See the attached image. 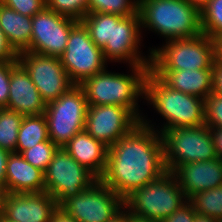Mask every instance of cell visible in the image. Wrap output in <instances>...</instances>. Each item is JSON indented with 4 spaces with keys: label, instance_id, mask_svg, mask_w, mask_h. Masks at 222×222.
I'll return each instance as SVG.
<instances>
[{
    "label": "cell",
    "instance_id": "obj_16",
    "mask_svg": "<svg viewBox=\"0 0 222 222\" xmlns=\"http://www.w3.org/2000/svg\"><path fill=\"white\" fill-rule=\"evenodd\" d=\"M57 207L47 192L0 193V215L11 222H50Z\"/></svg>",
    "mask_w": 222,
    "mask_h": 222
},
{
    "label": "cell",
    "instance_id": "obj_44",
    "mask_svg": "<svg viewBox=\"0 0 222 222\" xmlns=\"http://www.w3.org/2000/svg\"><path fill=\"white\" fill-rule=\"evenodd\" d=\"M131 222H158V221L136 217L131 214Z\"/></svg>",
    "mask_w": 222,
    "mask_h": 222
},
{
    "label": "cell",
    "instance_id": "obj_19",
    "mask_svg": "<svg viewBox=\"0 0 222 222\" xmlns=\"http://www.w3.org/2000/svg\"><path fill=\"white\" fill-rule=\"evenodd\" d=\"M45 192L44 172L32 166L19 153L8 155L5 193Z\"/></svg>",
    "mask_w": 222,
    "mask_h": 222
},
{
    "label": "cell",
    "instance_id": "obj_23",
    "mask_svg": "<svg viewBox=\"0 0 222 222\" xmlns=\"http://www.w3.org/2000/svg\"><path fill=\"white\" fill-rule=\"evenodd\" d=\"M48 140V125L45 115L24 116L18 131L15 153L21 154L24 150Z\"/></svg>",
    "mask_w": 222,
    "mask_h": 222
},
{
    "label": "cell",
    "instance_id": "obj_38",
    "mask_svg": "<svg viewBox=\"0 0 222 222\" xmlns=\"http://www.w3.org/2000/svg\"><path fill=\"white\" fill-rule=\"evenodd\" d=\"M210 133L217 157L222 159V128H211Z\"/></svg>",
    "mask_w": 222,
    "mask_h": 222
},
{
    "label": "cell",
    "instance_id": "obj_12",
    "mask_svg": "<svg viewBox=\"0 0 222 222\" xmlns=\"http://www.w3.org/2000/svg\"><path fill=\"white\" fill-rule=\"evenodd\" d=\"M17 61L25 68L46 104L74 86L59 57L25 51L18 54Z\"/></svg>",
    "mask_w": 222,
    "mask_h": 222
},
{
    "label": "cell",
    "instance_id": "obj_32",
    "mask_svg": "<svg viewBox=\"0 0 222 222\" xmlns=\"http://www.w3.org/2000/svg\"><path fill=\"white\" fill-rule=\"evenodd\" d=\"M0 3L24 16L33 17L46 7L45 0H0Z\"/></svg>",
    "mask_w": 222,
    "mask_h": 222
},
{
    "label": "cell",
    "instance_id": "obj_17",
    "mask_svg": "<svg viewBox=\"0 0 222 222\" xmlns=\"http://www.w3.org/2000/svg\"><path fill=\"white\" fill-rule=\"evenodd\" d=\"M7 109L23 116L42 115L46 109L37 87L18 61H11Z\"/></svg>",
    "mask_w": 222,
    "mask_h": 222
},
{
    "label": "cell",
    "instance_id": "obj_25",
    "mask_svg": "<svg viewBox=\"0 0 222 222\" xmlns=\"http://www.w3.org/2000/svg\"><path fill=\"white\" fill-rule=\"evenodd\" d=\"M188 202L196 213L222 221V185L192 195Z\"/></svg>",
    "mask_w": 222,
    "mask_h": 222
},
{
    "label": "cell",
    "instance_id": "obj_1",
    "mask_svg": "<svg viewBox=\"0 0 222 222\" xmlns=\"http://www.w3.org/2000/svg\"><path fill=\"white\" fill-rule=\"evenodd\" d=\"M153 127L142 118L127 135L108 147L106 169L99 179L123 200L167 172L162 137Z\"/></svg>",
    "mask_w": 222,
    "mask_h": 222
},
{
    "label": "cell",
    "instance_id": "obj_41",
    "mask_svg": "<svg viewBox=\"0 0 222 222\" xmlns=\"http://www.w3.org/2000/svg\"><path fill=\"white\" fill-rule=\"evenodd\" d=\"M195 222H222L214 217L196 213Z\"/></svg>",
    "mask_w": 222,
    "mask_h": 222
},
{
    "label": "cell",
    "instance_id": "obj_13",
    "mask_svg": "<svg viewBox=\"0 0 222 222\" xmlns=\"http://www.w3.org/2000/svg\"><path fill=\"white\" fill-rule=\"evenodd\" d=\"M77 22L45 7L32 17L31 45L27 51L59 57Z\"/></svg>",
    "mask_w": 222,
    "mask_h": 222
},
{
    "label": "cell",
    "instance_id": "obj_4",
    "mask_svg": "<svg viewBox=\"0 0 222 222\" xmlns=\"http://www.w3.org/2000/svg\"><path fill=\"white\" fill-rule=\"evenodd\" d=\"M141 28L166 40L189 38L201 31L200 10L186 0H138Z\"/></svg>",
    "mask_w": 222,
    "mask_h": 222
},
{
    "label": "cell",
    "instance_id": "obj_28",
    "mask_svg": "<svg viewBox=\"0 0 222 222\" xmlns=\"http://www.w3.org/2000/svg\"><path fill=\"white\" fill-rule=\"evenodd\" d=\"M138 11V0H88V12L118 14L123 17Z\"/></svg>",
    "mask_w": 222,
    "mask_h": 222
},
{
    "label": "cell",
    "instance_id": "obj_7",
    "mask_svg": "<svg viewBox=\"0 0 222 222\" xmlns=\"http://www.w3.org/2000/svg\"><path fill=\"white\" fill-rule=\"evenodd\" d=\"M167 171L178 165L218 158L206 125L164 130L161 133Z\"/></svg>",
    "mask_w": 222,
    "mask_h": 222
},
{
    "label": "cell",
    "instance_id": "obj_3",
    "mask_svg": "<svg viewBox=\"0 0 222 222\" xmlns=\"http://www.w3.org/2000/svg\"><path fill=\"white\" fill-rule=\"evenodd\" d=\"M145 100L167 121L158 131L205 125V100L167 86L151 70L145 78Z\"/></svg>",
    "mask_w": 222,
    "mask_h": 222
},
{
    "label": "cell",
    "instance_id": "obj_15",
    "mask_svg": "<svg viewBox=\"0 0 222 222\" xmlns=\"http://www.w3.org/2000/svg\"><path fill=\"white\" fill-rule=\"evenodd\" d=\"M140 29L138 11L127 17L113 14L112 46H105L102 49L105 60L109 59L111 62L125 60L130 67L150 65L151 53L147 58L138 50L142 40Z\"/></svg>",
    "mask_w": 222,
    "mask_h": 222
},
{
    "label": "cell",
    "instance_id": "obj_5",
    "mask_svg": "<svg viewBox=\"0 0 222 222\" xmlns=\"http://www.w3.org/2000/svg\"><path fill=\"white\" fill-rule=\"evenodd\" d=\"M187 202L176 177L167 171L159 179L128 195L124 207L136 217L161 222Z\"/></svg>",
    "mask_w": 222,
    "mask_h": 222
},
{
    "label": "cell",
    "instance_id": "obj_6",
    "mask_svg": "<svg viewBox=\"0 0 222 222\" xmlns=\"http://www.w3.org/2000/svg\"><path fill=\"white\" fill-rule=\"evenodd\" d=\"M150 70H194L213 68L214 40L200 33L189 38L167 40L165 46L151 49Z\"/></svg>",
    "mask_w": 222,
    "mask_h": 222
},
{
    "label": "cell",
    "instance_id": "obj_14",
    "mask_svg": "<svg viewBox=\"0 0 222 222\" xmlns=\"http://www.w3.org/2000/svg\"><path fill=\"white\" fill-rule=\"evenodd\" d=\"M139 123L140 121L122 106L89 105L85 131L110 147Z\"/></svg>",
    "mask_w": 222,
    "mask_h": 222
},
{
    "label": "cell",
    "instance_id": "obj_42",
    "mask_svg": "<svg viewBox=\"0 0 222 222\" xmlns=\"http://www.w3.org/2000/svg\"><path fill=\"white\" fill-rule=\"evenodd\" d=\"M215 52H222V32L218 34L214 39Z\"/></svg>",
    "mask_w": 222,
    "mask_h": 222
},
{
    "label": "cell",
    "instance_id": "obj_37",
    "mask_svg": "<svg viewBox=\"0 0 222 222\" xmlns=\"http://www.w3.org/2000/svg\"><path fill=\"white\" fill-rule=\"evenodd\" d=\"M9 151L0 148V193H5L6 166Z\"/></svg>",
    "mask_w": 222,
    "mask_h": 222
},
{
    "label": "cell",
    "instance_id": "obj_9",
    "mask_svg": "<svg viewBox=\"0 0 222 222\" xmlns=\"http://www.w3.org/2000/svg\"><path fill=\"white\" fill-rule=\"evenodd\" d=\"M45 192L60 206L88 189L98 178L63 148H58L44 172Z\"/></svg>",
    "mask_w": 222,
    "mask_h": 222
},
{
    "label": "cell",
    "instance_id": "obj_33",
    "mask_svg": "<svg viewBox=\"0 0 222 222\" xmlns=\"http://www.w3.org/2000/svg\"><path fill=\"white\" fill-rule=\"evenodd\" d=\"M11 61L0 62V108H7Z\"/></svg>",
    "mask_w": 222,
    "mask_h": 222
},
{
    "label": "cell",
    "instance_id": "obj_34",
    "mask_svg": "<svg viewBox=\"0 0 222 222\" xmlns=\"http://www.w3.org/2000/svg\"><path fill=\"white\" fill-rule=\"evenodd\" d=\"M195 216L196 211L193 209L192 205L187 202L161 222H195Z\"/></svg>",
    "mask_w": 222,
    "mask_h": 222
},
{
    "label": "cell",
    "instance_id": "obj_27",
    "mask_svg": "<svg viewBox=\"0 0 222 222\" xmlns=\"http://www.w3.org/2000/svg\"><path fill=\"white\" fill-rule=\"evenodd\" d=\"M201 31L214 39L222 32V0H209L200 10Z\"/></svg>",
    "mask_w": 222,
    "mask_h": 222
},
{
    "label": "cell",
    "instance_id": "obj_2",
    "mask_svg": "<svg viewBox=\"0 0 222 222\" xmlns=\"http://www.w3.org/2000/svg\"><path fill=\"white\" fill-rule=\"evenodd\" d=\"M132 73L108 72L106 68L88 77L80 86L88 105H117L127 108L140 122L138 97L145 96V78L150 65L132 66Z\"/></svg>",
    "mask_w": 222,
    "mask_h": 222
},
{
    "label": "cell",
    "instance_id": "obj_40",
    "mask_svg": "<svg viewBox=\"0 0 222 222\" xmlns=\"http://www.w3.org/2000/svg\"><path fill=\"white\" fill-rule=\"evenodd\" d=\"M107 222H131V214L127 209H125V207H123Z\"/></svg>",
    "mask_w": 222,
    "mask_h": 222
},
{
    "label": "cell",
    "instance_id": "obj_31",
    "mask_svg": "<svg viewBox=\"0 0 222 222\" xmlns=\"http://www.w3.org/2000/svg\"><path fill=\"white\" fill-rule=\"evenodd\" d=\"M205 125L211 128H222V96L210 93L205 99Z\"/></svg>",
    "mask_w": 222,
    "mask_h": 222
},
{
    "label": "cell",
    "instance_id": "obj_46",
    "mask_svg": "<svg viewBox=\"0 0 222 222\" xmlns=\"http://www.w3.org/2000/svg\"><path fill=\"white\" fill-rule=\"evenodd\" d=\"M0 222H11V221H7L5 218H3V217L0 215Z\"/></svg>",
    "mask_w": 222,
    "mask_h": 222
},
{
    "label": "cell",
    "instance_id": "obj_36",
    "mask_svg": "<svg viewBox=\"0 0 222 222\" xmlns=\"http://www.w3.org/2000/svg\"><path fill=\"white\" fill-rule=\"evenodd\" d=\"M212 92L222 96V64L217 59L213 64Z\"/></svg>",
    "mask_w": 222,
    "mask_h": 222
},
{
    "label": "cell",
    "instance_id": "obj_29",
    "mask_svg": "<svg viewBox=\"0 0 222 222\" xmlns=\"http://www.w3.org/2000/svg\"><path fill=\"white\" fill-rule=\"evenodd\" d=\"M58 148L59 147L49 139L48 141L36 144L30 149L24 150L21 155L32 166L45 172Z\"/></svg>",
    "mask_w": 222,
    "mask_h": 222
},
{
    "label": "cell",
    "instance_id": "obj_35",
    "mask_svg": "<svg viewBox=\"0 0 222 222\" xmlns=\"http://www.w3.org/2000/svg\"><path fill=\"white\" fill-rule=\"evenodd\" d=\"M18 54L9 45L5 34L0 28V62L17 61Z\"/></svg>",
    "mask_w": 222,
    "mask_h": 222
},
{
    "label": "cell",
    "instance_id": "obj_10",
    "mask_svg": "<svg viewBox=\"0 0 222 222\" xmlns=\"http://www.w3.org/2000/svg\"><path fill=\"white\" fill-rule=\"evenodd\" d=\"M59 58L74 85H80L88 77L104 70L108 62L81 21L72 27L66 49Z\"/></svg>",
    "mask_w": 222,
    "mask_h": 222
},
{
    "label": "cell",
    "instance_id": "obj_8",
    "mask_svg": "<svg viewBox=\"0 0 222 222\" xmlns=\"http://www.w3.org/2000/svg\"><path fill=\"white\" fill-rule=\"evenodd\" d=\"M88 102L83 88L74 85L57 100L46 104L49 139L63 148L78 132L85 130Z\"/></svg>",
    "mask_w": 222,
    "mask_h": 222
},
{
    "label": "cell",
    "instance_id": "obj_18",
    "mask_svg": "<svg viewBox=\"0 0 222 222\" xmlns=\"http://www.w3.org/2000/svg\"><path fill=\"white\" fill-rule=\"evenodd\" d=\"M187 198L222 185V159L178 165L171 172Z\"/></svg>",
    "mask_w": 222,
    "mask_h": 222
},
{
    "label": "cell",
    "instance_id": "obj_11",
    "mask_svg": "<svg viewBox=\"0 0 222 222\" xmlns=\"http://www.w3.org/2000/svg\"><path fill=\"white\" fill-rule=\"evenodd\" d=\"M59 207L78 222H107L124 207V200L98 179Z\"/></svg>",
    "mask_w": 222,
    "mask_h": 222
},
{
    "label": "cell",
    "instance_id": "obj_20",
    "mask_svg": "<svg viewBox=\"0 0 222 222\" xmlns=\"http://www.w3.org/2000/svg\"><path fill=\"white\" fill-rule=\"evenodd\" d=\"M63 149L98 179L103 175L106 169L108 146L93 138L85 130L76 133Z\"/></svg>",
    "mask_w": 222,
    "mask_h": 222
},
{
    "label": "cell",
    "instance_id": "obj_30",
    "mask_svg": "<svg viewBox=\"0 0 222 222\" xmlns=\"http://www.w3.org/2000/svg\"><path fill=\"white\" fill-rule=\"evenodd\" d=\"M46 8L72 18L76 21H81L88 13V0H45Z\"/></svg>",
    "mask_w": 222,
    "mask_h": 222
},
{
    "label": "cell",
    "instance_id": "obj_45",
    "mask_svg": "<svg viewBox=\"0 0 222 222\" xmlns=\"http://www.w3.org/2000/svg\"><path fill=\"white\" fill-rule=\"evenodd\" d=\"M216 59L222 64V52H215Z\"/></svg>",
    "mask_w": 222,
    "mask_h": 222
},
{
    "label": "cell",
    "instance_id": "obj_39",
    "mask_svg": "<svg viewBox=\"0 0 222 222\" xmlns=\"http://www.w3.org/2000/svg\"><path fill=\"white\" fill-rule=\"evenodd\" d=\"M50 222H78L59 206L53 211Z\"/></svg>",
    "mask_w": 222,
    "mask_h": 222
},
{
    "label": "cell",
    "instance_id": "obj_21",
    "mask_svg": "<svg viewBox=\"0 0 222 222\" xmlns=\"http://www.w3.org/2000/svg\"><path fill=\"white\" fill-rule=\"evenodd\" d=\"M167 86L203 100L212 93L213 68L194 70H151Z\"/></svg>",
    "mask_w": 222,
    "mask_h": 222
},
{
    "label": "cell",
    "instance_id": "obj_26",
    "mask_svg": "<svg viewBox=\"0 0 222 222\" xmlns=\"http://www.w3.org/2000/svg\"><path fill=\"white\" fill-rule=\"evenodd\" d=\"M23 115L7 108H0V148L15 152L18 131Z\"/></svg>",
    "mask_w": 222,
    "mask_h": 222
},
{
    "label": "cell",
    "instance_id": "obj_22",
    "mask_svg": "<svg viewBox=\"0 0 222 222\" xmlns=\"http://www.w3.org/2000/svg\"><path fill=\"white\" fill-rule=\"evenodd\" d=\"M0 28L9 45L19 54L31 45L32 17L24 16L0 3Z\"/></svg>",
    "mask_w": 222,
    "mask_h": 222
},
{
    "label": "cell",
    "instance_id": "obj_43",
    "mask_svg": "<svg viewBox=\"0 0 222 222\" xmlns=\"http://www.w3.org/2000/svg\"><path fill=\"white\" fill-rule=\"evenodd\" d=\"M188 3L194 5L199 10L203 8V6L209 1V0H186Z\"/></svg>",
    "mask_w": 222,
    "mask_h": 222
},
{
    "label": "cell",
    "instance_id": "obj_24",
    "mask_svg": "<svg viewBox=\"0 0 222 222\" xmlns=\"http://www.w3.org/2000/svg\"><path fill=\"white\" fill-rule=\"evenodd\" d=\"M81 22L98 48L112 46L113 14L88 12Z\"/></svg>",
    "mask_w": 222,
    "mask_h": 222
}]
</instances>
